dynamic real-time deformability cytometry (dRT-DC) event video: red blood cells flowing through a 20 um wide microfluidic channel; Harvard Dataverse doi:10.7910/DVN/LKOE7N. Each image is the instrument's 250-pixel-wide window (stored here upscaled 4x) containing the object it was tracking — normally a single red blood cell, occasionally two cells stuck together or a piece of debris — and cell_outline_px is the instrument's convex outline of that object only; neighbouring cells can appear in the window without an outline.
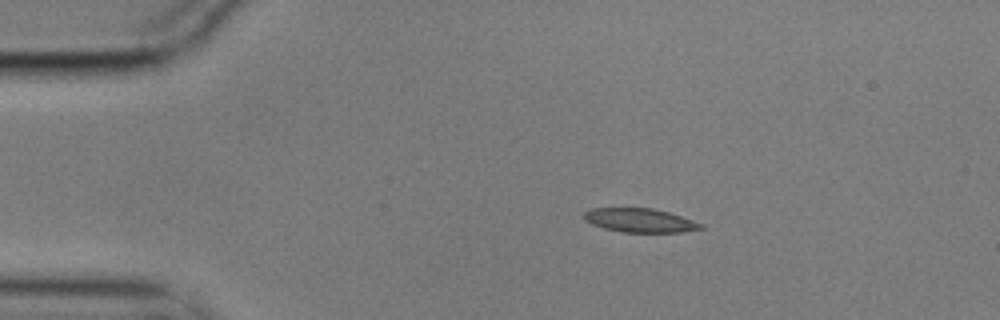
{"species": "common noctule bat (a hibernating species)", "species_latin": "Nyctalus noctula", "temperature_condition": "cold", "stored_images_in_passage": 47, "camera_frame_rate_fps": 3000, "um_per_image_px": 0.085, "animal": {"sex": "male", "body_mass_g": 17.9}, "frame": {"image": 1, "passage_image": 1, "time_ms": 0.0, "image_size_px": [1000, 320], "cell_outline_px": [[704, 228], [680, 232], [624, 232], [604, 228], [592, 224], [584, 220], [584, 212], [592, 208], [652, 208], [668, 212], [704, 224]], "centroid_in_image_um": [54.38, 18.73], "position_along_channel_um": 30.6, "area_um2": 16.13}}
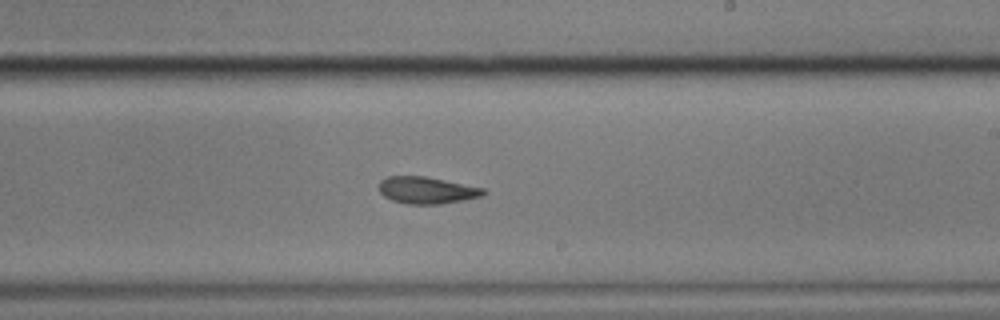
{"frame": {"image": 2, "passage_image": 24, "time_ms": 7.667, "image_size_px": [1000, 320], "cell_outline_px": [[488, 192], [484, 196], [464, 200], [440, 204], [408, 204], [392, 200], [384, 196], [380, 192], [380, 180], [388, 176], [424, 176], [484, 188]], "centroid_in_image_um": [36.31, 16.17], "position_along_channel_um": 252.7, "area_um2": 16.36}}
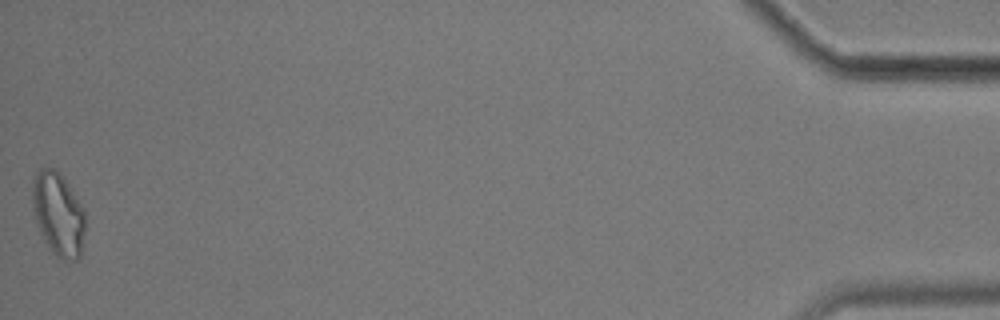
{"frame": {"image": 3, "passage_image": 47, "time_ms": 15.333, "image_size_px": [1000, 320], "cell_outline_px": [[84, 232], [80, 256], [76, 260], [60, 260], [52, 252], [44, 240], [36, 224], [32, 204], [32, 180], [36, 172], [40, 168], [56, 168], [64, 176], [84, 208]], "centroid_in_image_um": [4.93, 18.16], "position_along_channel_um": 430.3, "area_um2": 26.07}}